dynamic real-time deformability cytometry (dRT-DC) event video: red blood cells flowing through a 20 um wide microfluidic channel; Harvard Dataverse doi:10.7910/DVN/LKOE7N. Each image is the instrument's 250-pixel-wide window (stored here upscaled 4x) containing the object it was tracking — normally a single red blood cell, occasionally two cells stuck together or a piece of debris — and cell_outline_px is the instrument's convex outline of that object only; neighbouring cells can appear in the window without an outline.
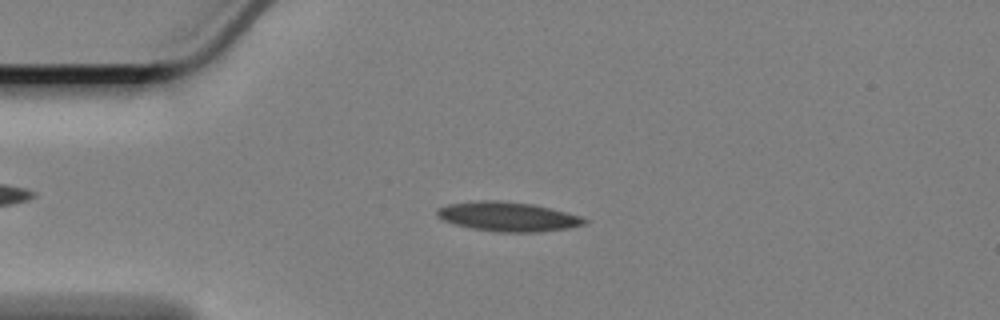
{"species": "Egyptian fruit bat (a non-hibernating species)", "species_latin": "Rousettus aegyptiacus", "temperature_condition": "cold", "stored_images_in_passage": 48, "camera_frame_rate_fps": 3000, "um_per_image_px": 0.085, "animal": {"sex": "female"}, "frame": {"image": 1, "passage_image": 4, "time_ms": 1.0, "image_size_px": [1000, 320], "cell_outline_px": [[588, 220], [584, 224], [568, 228], [540, 232], [500, 232], [472, 228], [456, 224], [444, 220], [436, 216], [436, 208], [448, 204], [476, 200], [500, 200], [532, 204], [580, 216]], "centroid_in_image_um": [43.13, 18.4], "position_along_channel_um": 41.9, "area_um2": 25.09}}
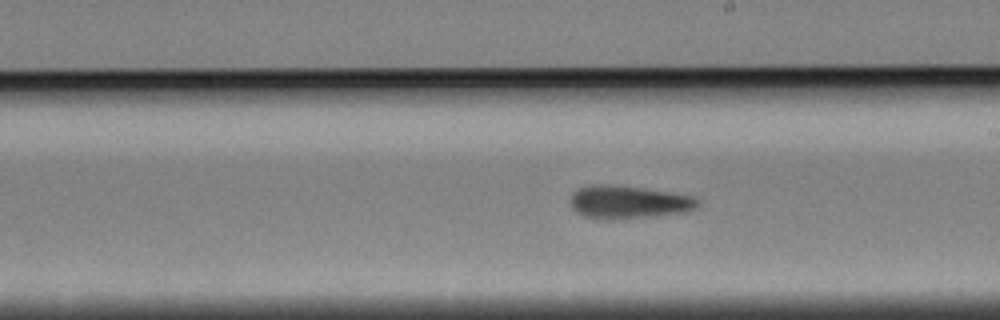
{"frame": {"image": 2, "passage_image": 23, "time_ms": 7.333, "image_size_px": [1000, 320], "cell_outline_px": [[700, 200], [696, 208], [684, 212], [648, 216], [608, 220], [600, 220], [580, 216], [572, 208], [572, 192], [580, 188], [596, 184], [608, 184], [640, 188], [696, 196]], "centroid_in_image_um": [53.4, 17.19], "position_along_channel_um": 235.6, "area_um2": 24.39}}
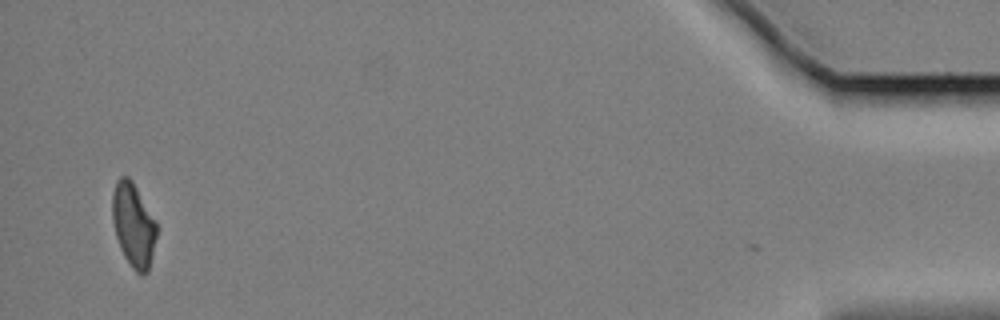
{"frame": {"image": 3, "passage_image": 47, "time_ms": 15.333, "image_size_px": [1000, 320], "cell_outline_px": [[160, 228], [148, 272], [144, 276], [140, 276], [132, 268], [124, 256], [120, 248], [116, 236], [112, 220], [112, 196], [116, 180], [120, 176], [128, 176], [132, 180], [156, 220]], "centroid_in_image_um": [11.38, 19.15], "position_along_channel_um": 423.8, "area_um2": 22.25}, "authors_computed_cell_mechanics": {"area_um2": 23.9292, "velocity_mm_per_s": 3.3802, "shape_relaxation_time_tau1_ms": 7.7717, "shape_relaxation_time_tau2_ms": 7.0431, "deformation_change_tau1": 0.1477, "deformation_change_tau2": 0.1673}}